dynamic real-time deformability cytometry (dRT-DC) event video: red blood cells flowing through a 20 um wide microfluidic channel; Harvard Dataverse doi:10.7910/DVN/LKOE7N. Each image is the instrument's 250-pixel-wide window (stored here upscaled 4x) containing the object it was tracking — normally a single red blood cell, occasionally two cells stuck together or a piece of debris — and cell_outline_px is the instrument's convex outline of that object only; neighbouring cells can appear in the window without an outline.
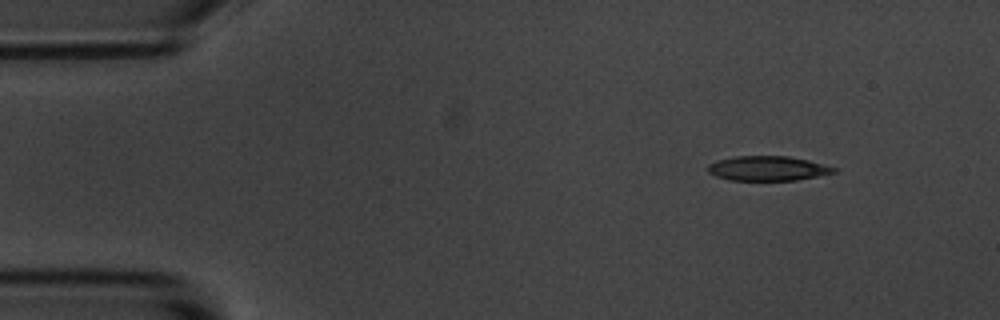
{"species": "common noctule bat (a hibernating species)", "species_latin": "Nyctalus noctula", "temperature_condition": "room temperature", "stored_images_in_passage": 4, "camera_frame_rate_fps": 3000, "um_per_image_px": 0.085, "animal": {"sex": "male", "body_mass_g": 20.1, "forearm_length_mm": 53.5}, "frame": {"image": 1, "passage_image": 1, "time_ms": 0.0, "image_size_px": [1000, 320], "cell_outline_px": [[840, 168], [836, 172], [796, 180], [728, 180], [716, 176], [708, 172], [708, 164], [716, 160], [736, 156], [788, 156], [808, 160]], "centroid_in_image_um": [65.26, 14.31], "position_along_channel_um": 19.7, "area_um2": 18.15}}